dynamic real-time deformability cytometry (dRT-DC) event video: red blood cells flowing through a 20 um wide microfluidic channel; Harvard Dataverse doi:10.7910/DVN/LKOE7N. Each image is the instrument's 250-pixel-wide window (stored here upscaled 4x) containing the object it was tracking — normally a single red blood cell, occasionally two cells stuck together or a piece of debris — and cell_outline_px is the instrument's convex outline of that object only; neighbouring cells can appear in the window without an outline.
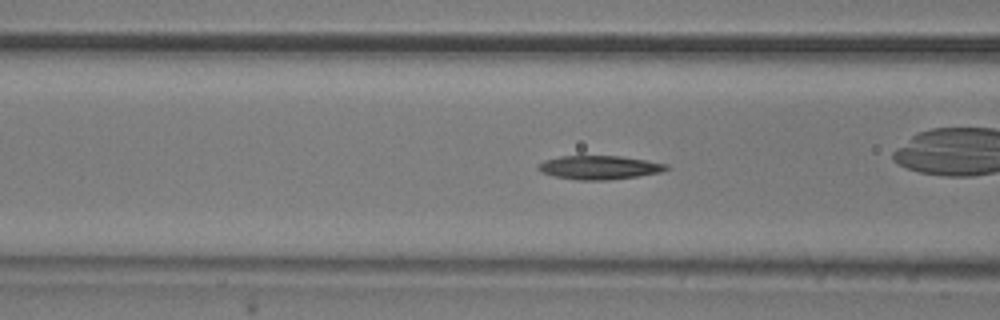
{"species": "common noctule bat (a hibernating species)", "species_latin": "Nyctalus noctula", "temperature_condition": "room temperature", "stored_images_in_passage": 41, "camera_frame_rate_fps": 3000, "um_per_image_px": 0.085, "animal": {"sex": "male", "body_mass_g": 20.5, "forearm_length_mm": 52.5}, "frame": {"image": 1, "passage_image": 16, "time_ms": 5.0, "image_size_px": [1000, 320], "cell_outline_px": [[672, 168], [660, 172], [636, 176], [608, 180], [576, 180], [552, 176], [540, 172], [536, 168], [536, 164], [544, 160], [560, 156], [620, 156], [668, 164]], "centroid_in_image_um": [50.88, 14.24], "position_along_channel_um": 115.7, "area_um2": 17.86}, "authors_computed_cell_mechanics": {"area_um2": 16.9932, "velocity_mm_per_s": 3.8716, "shape_relaxation_time_tau1_ms": 3.4855, "shape_relaxation_time_tau2_ms": 8.8583, "deformation_change_tau1": 0.154, "deformation_change_tau2": 0.1901}}